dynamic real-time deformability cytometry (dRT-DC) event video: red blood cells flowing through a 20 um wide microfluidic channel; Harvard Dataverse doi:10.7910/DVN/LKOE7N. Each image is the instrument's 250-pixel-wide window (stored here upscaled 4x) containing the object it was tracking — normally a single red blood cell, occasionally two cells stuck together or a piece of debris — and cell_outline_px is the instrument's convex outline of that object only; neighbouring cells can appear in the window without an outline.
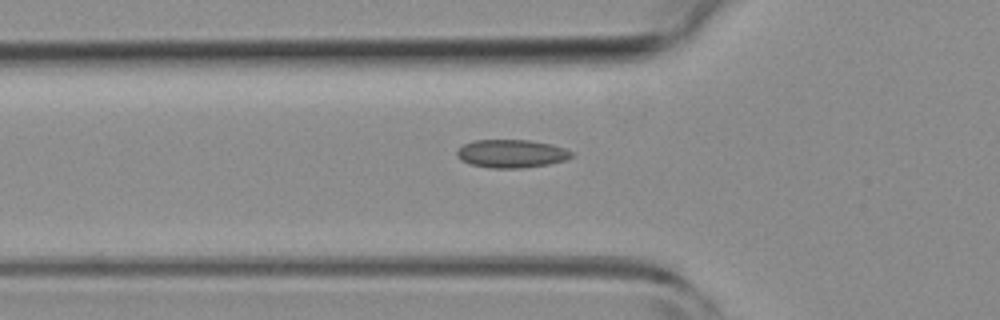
{"species": "common noctule bat (a hibernating species)", "species_latin": "Nyctalus noctula", "temperature_condition": "room temperature", "stored_images_in_passage": 39, "camera_frame_rate_fps": 3000, "um_per_image_px": 0.085, "animal": {"sex": "female", "body_mass_g": 19.3, "forearm_length_mm": 54.1}, "frame": {"image": 1, "passage_image": 9, "time_ms": 2.667, "image_size_px": [1000, 320], "cell_outline_px": [[572, 156], [568, 160], [548, 164], [524, 168], [488, 168], [472, 164], [460, 160], [456, 156], [456, 148], [472, 140], [528, 140], [552, 144], [564, 148], [572, 152]], "centroid_in_image_um": [43.44, 13.06], "position_along_channel_um": 82.4, "area_um2": 19.02}}
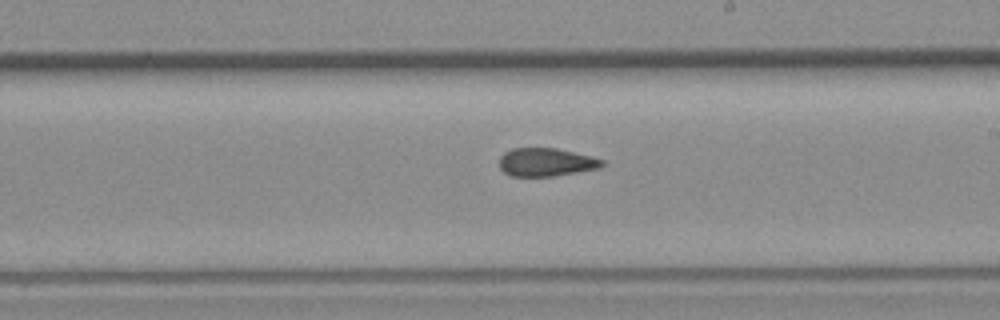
{"frame": {"image": 2, "passage_image": 21, "time_ms": 6.667, "image_size_px": [1000, 320], "cell_outline_px": [[604, 164], [600, 168], [552, 176], [508, 176], [500, 168], [500, 156], [504, 152], [512, 148], [556, 148], [592, 156], [604, 160]], "centroid_in_image_um": [46.4, 13.78], "position_along_channel_um": 242.6, "area_um2": 16.94}}
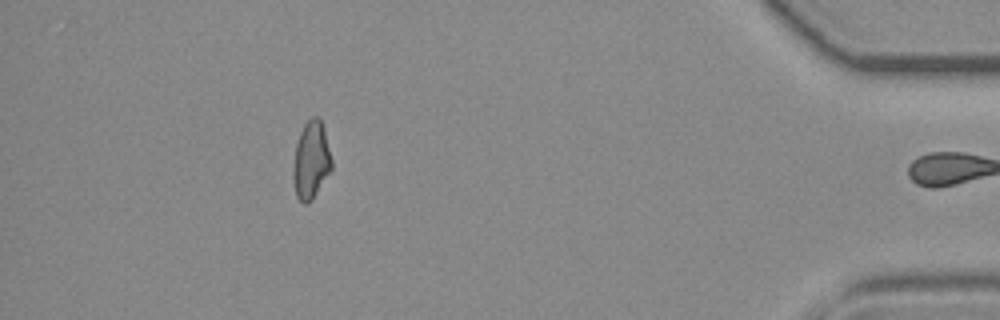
{"frame": {"image": 3, "passage_image": 38, "time_ms": 12.333, "image_size_px": [1000, 320], "cell_outline_px": [[332, 168], [312, 200], [304, 204], [296, 196], [292, 180], [292, 172], [296, 144], [300, 132], [304, 124], [312, 116], [320, 116], [324, 128], [332, 160]], "centroid_in_image_um": [26.43, 13.6], "position_along_channel_um": 408.8, "area_um2": 17.51}, "authors_computed_cell_mechanics": {"area_um2": 17.7446, "velocity_mm_per_s": 3.9912, "shape_relaxation_time_tau1_ms": null, "shape_relaxation_time_tau2_ms": 2.0491, "deformation_change_tau1": null, "deformation_change_tau2": 0.0765}}